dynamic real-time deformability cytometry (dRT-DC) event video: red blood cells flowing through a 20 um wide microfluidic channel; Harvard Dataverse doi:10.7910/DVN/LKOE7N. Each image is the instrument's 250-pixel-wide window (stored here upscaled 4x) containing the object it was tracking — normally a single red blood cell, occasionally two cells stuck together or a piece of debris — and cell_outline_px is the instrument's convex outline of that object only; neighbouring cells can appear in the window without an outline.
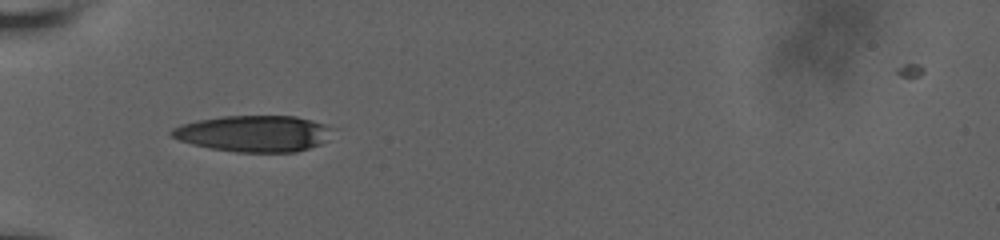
{"species": "human", "species_latin": "Homo sapiens", "temperature_condition": "room temperature", "stored_images_in_passage": 53, "camera_frame_rate_fps": 3000, "um_per_image_px": 0.085, "donor": {"sex": "male"}, "frame": {"image": 1, "passage_image": 1, "time_ms": 0.0, "image_size_px": [1000, 240], "cell_outline_px": [[340, 128], [320, 144], [296, 152], [236, 152], [212, 148], [192, 144], [180, 140], [172, 136], [168, 132], [172, 128], [180, 124], [196, 120], [220, 116], [296, 116], [312, 120]], "centroid_in_image_um": [21.63, 11.34], "position_along_channel_um": 63.4, "area_um2": 34.45}}
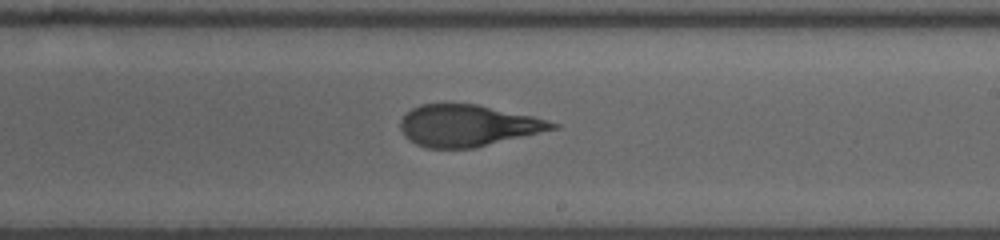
{"frame": {"image": 2, "passage_image": 21, "time_ms": 5.333, "image_size_px": [1000, 240], "cell_outline_px": [[560, 128], [476, 148], [428, 148], [416, 144], [408, 140], [404, 136], [400, 128], [400, 120], [412, 108], [420, 104], [476, 104], [532, 116], [560, 124]], "centroid_in_image_um": [39.76, 10.69], "position_along_channel_um": 249.2, "area_um2": 36.88}}
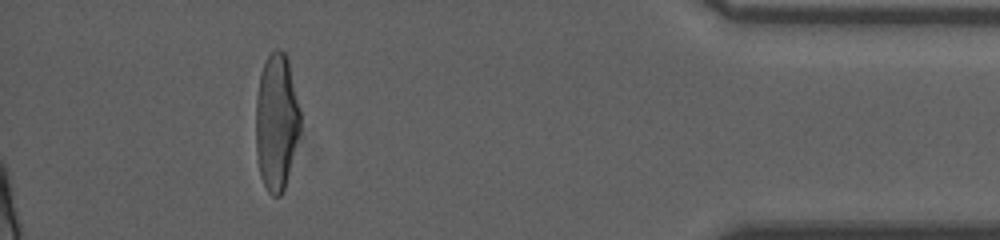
{"frame": {"image": 3, "passage_image": 44, "time_ms": 11.0, "image_size_px": [1000, 240], "cell_outline_px": [[300, 128], [284, 192], [280, 196], [272, 196], [268, 192], [260, 176], [256, 152], [256, 96], [260, 76], [264, 64], [268, 56], [276, 48], [280, 48], [288, 56], [300, 108]], "centroid_in_image_um": [23.5, 10.35], "position_along_channel_um": 411.7, "area_um2": 35.66}, "authors_computed_cell_mechanics": {"area_um2": 37.3388, "velocity_mm_per_s": 3.6538, "shape_relaxation_time_tau1_ms": 7.08, "shape_relaxation_time_tau2_ms": 1.2407, "deformation_change_tau1": 0.2317, "deformation_change_tau2": 0.0917}}